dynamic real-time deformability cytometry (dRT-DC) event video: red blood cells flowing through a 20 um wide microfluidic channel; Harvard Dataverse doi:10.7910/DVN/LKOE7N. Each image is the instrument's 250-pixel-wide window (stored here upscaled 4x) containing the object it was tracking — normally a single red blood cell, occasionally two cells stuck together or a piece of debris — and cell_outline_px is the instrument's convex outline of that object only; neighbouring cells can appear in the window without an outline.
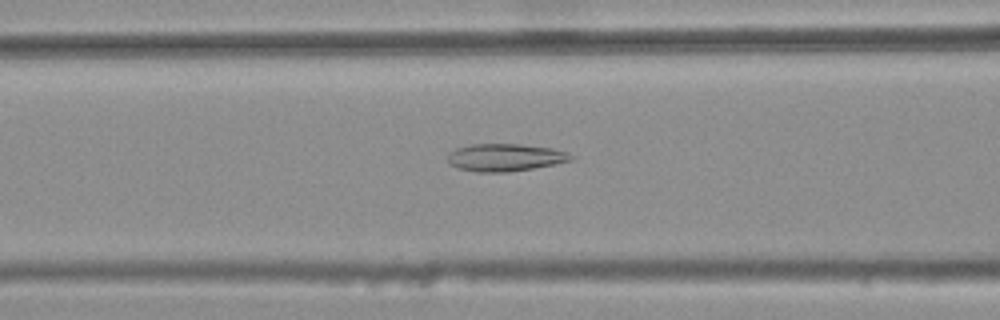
{"species": "common noctule bat (a hibernating species)", "species_latin": "Nyctalus noctula", "temperature_condition": "warm", "stored_images_in_passage": 36, "camera_frame_rate_fps": 3000, "um_per_image_px": 0.085, "animal": {"sex": "female", "body_mass_g": 25.1}, "frame": {"image": 1, "passage_image": 10, "time_ms": 3.0, "image_size_px": [1000, 320], "cell_outline_px": [[576, 160], [556, 164], [508, 172], [476, 172], [456, 168], [448, 160], [448, 152], [456, 148], [472, 144], [520, 144], [552, 148], [564, 152], [572, 156]], "centroid_in_image_um": [42.93, 13.38], "position_along_channel_um": 123.7, "area_um2": 19.77}}
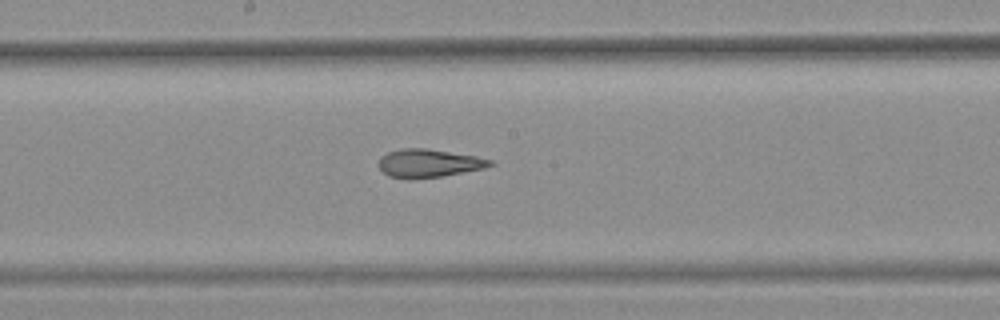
{"frame": {"image": 2, "passage_image": 17, "time_ms": 5.333, "image_size_px": [1000, 320], "cell_outline_px": [[496, 164], [484, 168], [440, 176], [408, 180], [388, 176], [380, 168], [380, 156], [388, 152], [400, 148], [428, 148], [476, 156], [492, 160]], "centroid_in_image_um": [36.43, 13.87], "position_along_channel_um": 211.8, "area_um2": 18.38}}
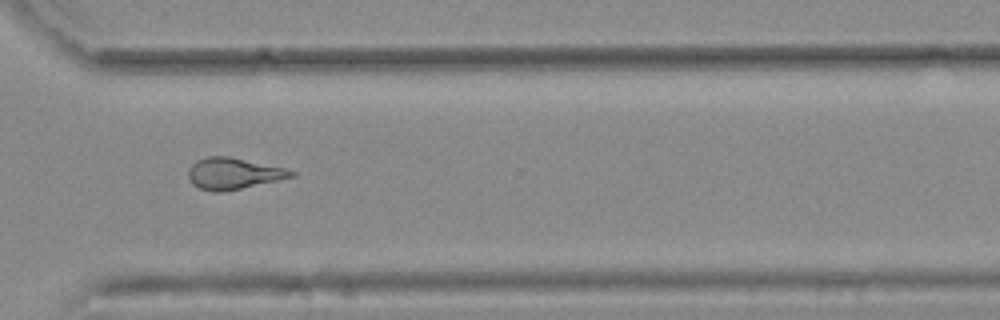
{"frame": {"image": 3, "passage_image": 28, "time_ms": 9.0, "image_size_px": [1000, 320], "cell_outline_px": [[296, 176], [224, 192], [212, 192], [200, 188], [192, 184], [188, 176], [188, 168], [196, 160], [208, 156], [228, 156], [284, 168], [296, 172]], "centroid_in_image_um": [19.81, 14.75], "position_along_channel_um": 350.8, "area_um2": 18.79}, "authors_computed_cell_mechanics": {"area_um2": 18.6116, "velocity_mm_per_s": 3.7759, "shape_relaxation_time_tau1_ms": null, "shape_relaxation_time_tau2_ms": 2.4015, "deformation_change_tau1": null, "deformation_change_tau2": 0.1327}}